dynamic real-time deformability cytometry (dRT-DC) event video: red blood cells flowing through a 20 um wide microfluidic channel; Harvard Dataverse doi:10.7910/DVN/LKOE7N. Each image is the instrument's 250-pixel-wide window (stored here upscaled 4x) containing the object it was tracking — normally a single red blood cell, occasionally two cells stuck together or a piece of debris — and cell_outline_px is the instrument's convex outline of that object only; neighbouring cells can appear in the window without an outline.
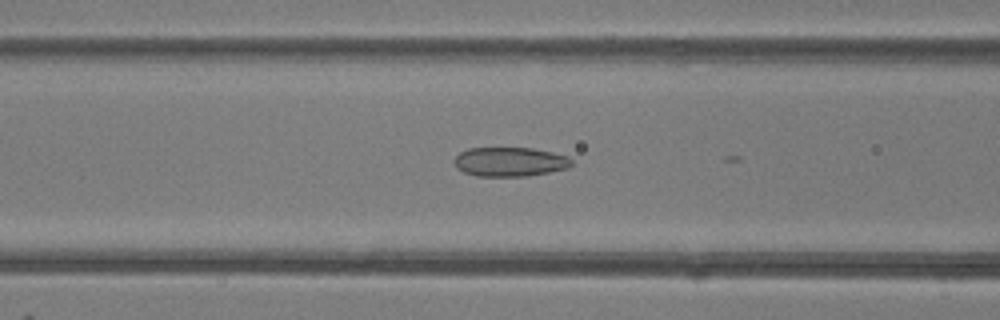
{"species": "common noctule bat (a hibernating species)", "species_latin": "Nyctalus noctula", "temperature_condition": "room temperature", "stored_images_in_passage": 24, "camera_frame_rate_fps": 3000, "um_per_image_px": 0.085, "animal": {"sex": "female"}, "frame": {"image": 1, "passage_image": 20, "time_ms": 6.333, "image_size_px": [1000, 320], "cell_outline_px": [[572, 164], [568, 168], [528, 176], [476, 176], [464, 172], [456, 168], [452, 160], [460, 152], [468, 148], [532, 148], [552, 152], [568, 156], [572, 160]], "centroid_in_image_um": [43.31, 13.75], "position_along_channel_um": 123.3, "area_um2": 20.11}}
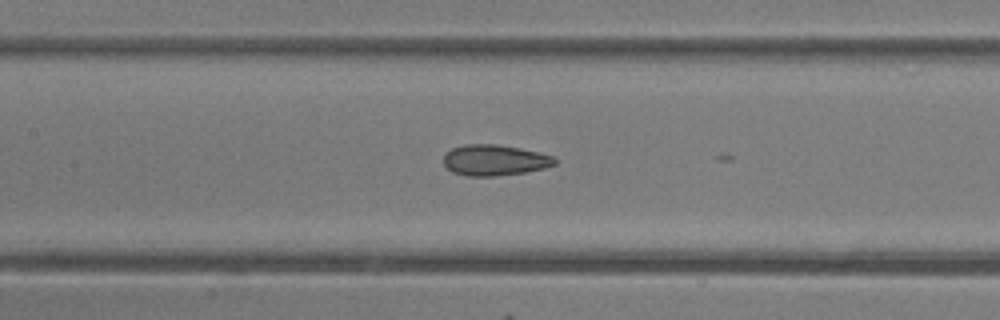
{"frame": {"image": 2, "passage_image": 23, "time_ms": 7.333, "image_size_px": [1000, 320], "cell_outline_px": [[556, 164], [544, 168], [524, 172], [496, 176], [468, 176], [452, 172], [444, 164], [444, 152], [452, 148], [464, 144], [496, 144], [520, 148], [552, 156], [556, 160]], "centroid_in_image_um": [42.0, 13.61], "position_along_channel_um": 165.4, "area_um2": 19.94}}